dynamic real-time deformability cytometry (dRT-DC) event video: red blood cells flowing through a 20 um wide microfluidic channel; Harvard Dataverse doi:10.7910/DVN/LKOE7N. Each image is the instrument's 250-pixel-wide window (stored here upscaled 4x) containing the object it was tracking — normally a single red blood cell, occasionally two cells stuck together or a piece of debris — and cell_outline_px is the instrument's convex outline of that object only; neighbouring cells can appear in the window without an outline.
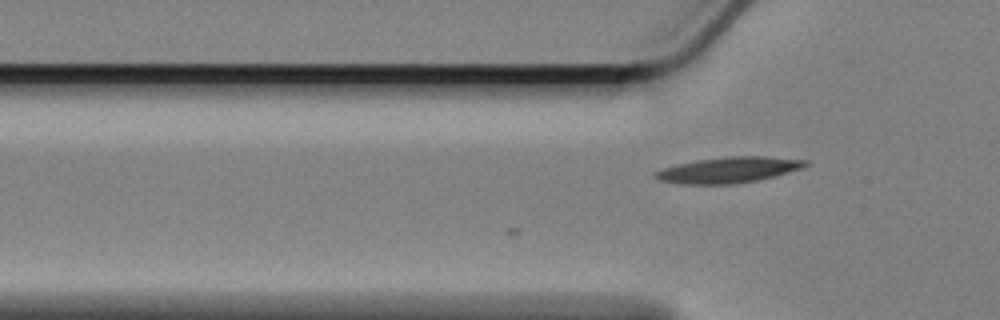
{"species": "Egyptian fruit bat (a non-hibernating species)", "species_latin": "Rousettus aegyptiacus", "temperature_condition": "cold", "stored_images_in_passage": 6, "camera_frame_rate_fps": 3000, "um_per_image_px": 0.085, "animal": {"sex": "female"}, "frame": {"image": 1, "passage_image": 6, "time_ms": 1.667, "image_size_px": [1000, 320], "cell_outline_px": [[808, 164], [800, 168], [772, 176], [756, 180], [736, 184], [680, 184], [660, 180], [652, 176], [652, 172], [676, 164], [696, 160], [728, 156], [764, 156], [808, 160]], "centroid_in_image_um": [61.85, 14.44], "position_along_channel_um": 64.0, "area_um2": 22.43}}